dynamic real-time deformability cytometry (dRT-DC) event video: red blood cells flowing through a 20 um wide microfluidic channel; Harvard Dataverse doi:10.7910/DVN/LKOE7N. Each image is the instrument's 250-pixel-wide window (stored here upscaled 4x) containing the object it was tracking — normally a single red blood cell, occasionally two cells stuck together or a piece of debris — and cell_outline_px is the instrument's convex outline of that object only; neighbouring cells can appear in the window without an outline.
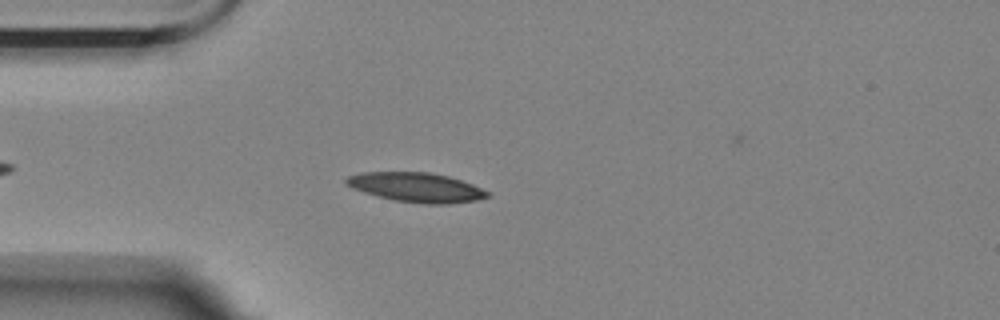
{"species": "Egyptian fruit bat (a non-hibernating species)", "species_latin": "Rousettus aegyptiacus", "temperature_condition": "room temperature", "stored_images_in_passage": 46, "camera_frame_rate_fps": 3000, "um_per_image_px": 0.085, "animal": {"sex": "female"}, "frame": {"image": 1, "passage_image": 8, "time_ms": 2.333, "image_size_px": [1000, 320], "cell_outline_px": [[492, 196], [476, 200], [448, 204], [424, 204], [392, 200], [364, 192], [352, 188], [344, 180], [348, 176], [360, 172], [428, 172], [448, 176], [472, 184], [492, 192]], "centroid_in_image_um": [35.43, 15.93], "position_along_channel_um": 49.6, "area_um2": 24.33}}
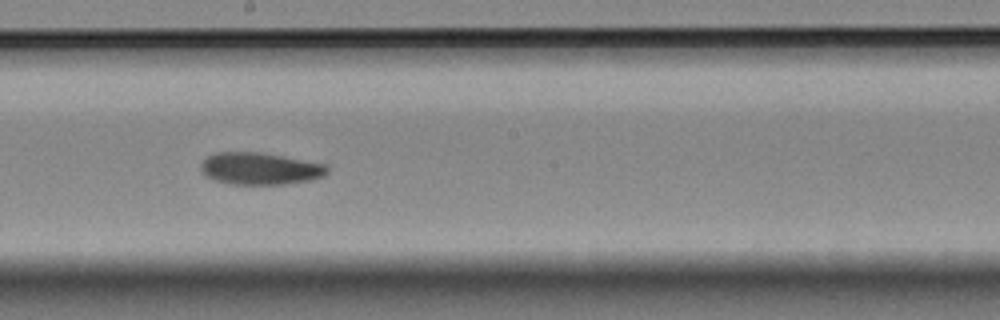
{"frame": {"image": 2, "passage_image": 24, "time_ms": 7.667, "image_size_px": [1000, 320], "cell_outline_px": [[328, 172], [324, 176], [312, 180], [284, 184], [232, 184], [216, 180], [204, 176], [200, 168], [200, 164], [208, 156], [216, 152], [260, 152], [324, 164], [328, 168]], "centroid_in_image_um": [22.08, 14.33], "position_along_channel_um": 226.1, "area_um2": 23.52}}
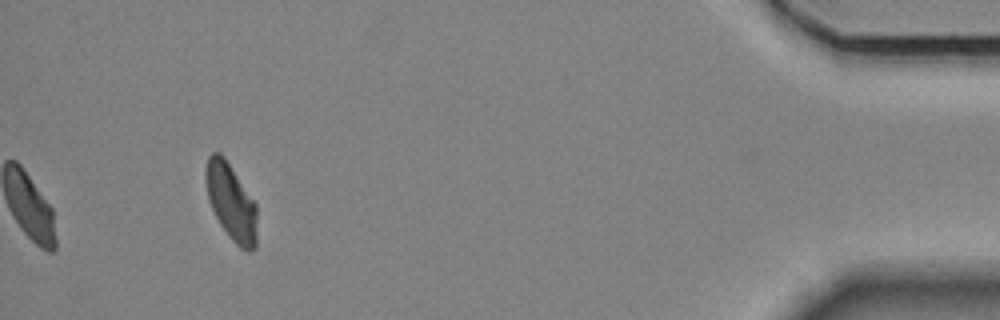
{"frame": {"image": 3, "passage_image": 46, "time_ms": 15.0, "image_size_px": [1000, 320], "cell_outline_px": [[256, 248], [248, 252], [240, 248], [228, 236], [220, 224], [208, 200], [204, 180], [204, 168], [208, 156], [212, 152], [220, 152], [224, 156], [256, 204]], "centroid_in_image_um": [19.61, 17.15], "position_along_channel_um": 415.6, "area_um2": 23.06}, "authors_computed_cell_mechanics": {"area_um2": 23.4957, "velocity_mm_per_s": 3.4882, "shape_relaxation_time_tau1_ms": 7.2017, "shape_relaxation_time_tau2_ms": null, "deformation_change_tau1": 0.1755, "deformation_change_tau2": null}}